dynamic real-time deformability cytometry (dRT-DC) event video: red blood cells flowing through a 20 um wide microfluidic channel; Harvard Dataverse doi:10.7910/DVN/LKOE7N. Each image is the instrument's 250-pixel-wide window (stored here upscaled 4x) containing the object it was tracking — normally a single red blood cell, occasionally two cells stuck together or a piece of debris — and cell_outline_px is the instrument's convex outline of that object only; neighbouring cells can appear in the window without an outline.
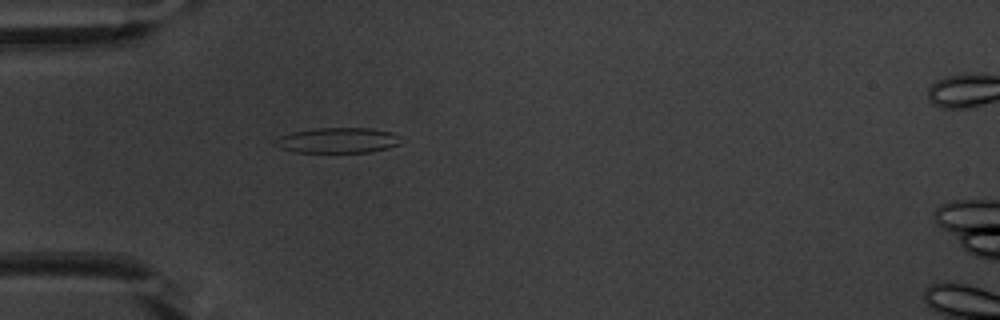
{"species": "common noctule bat (a hibernating species)", "species_latin": "Nyctalus noctula", "temperature_condition": "warm", "stored_images_in_passage": 43, "camera_frame_rate_fps": 3000, "um_per_image_px": 0.085, "animal": {"sex": "male", "body_mass_g": 20.1, "forearm_length_mm": 53.5}, "frame": {"image": 1, "passage_image": 6, "time_ms": 1.667, "image_size_px": [1000, 320], "cell_outline_px": [[408, 140], [400, 144], [388, 148], [368, 152], [296, 152], [280, 148], [272, 144], [272, 140], [280, 136], [292, 132], [320, 128], [368, 128], [392, 132]], "centroid_in_image_um": [28.75, 11.93], "position_along_channel_um": 56.3, "area_um2": 18.84}}
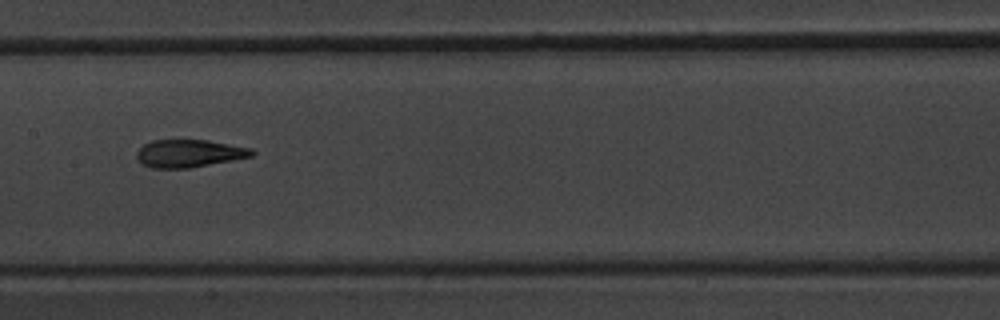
{"frame": {"image": 2, "passage_image": 17, "time_ms": 5.333, "image_size_px": [1000, 320], "cell_outline_px": [[256, 152], [252, 156], [232, 160], [188, 168], [152, 168], [144, 164], [136, 156], [136, 152], [144, 144], [152, 140], [208, 140], [252, 148]], "centroid_in_image_um": [16.09, 13.03], "position_along_channel_um": 191.3, "area_um2": 18.44}}
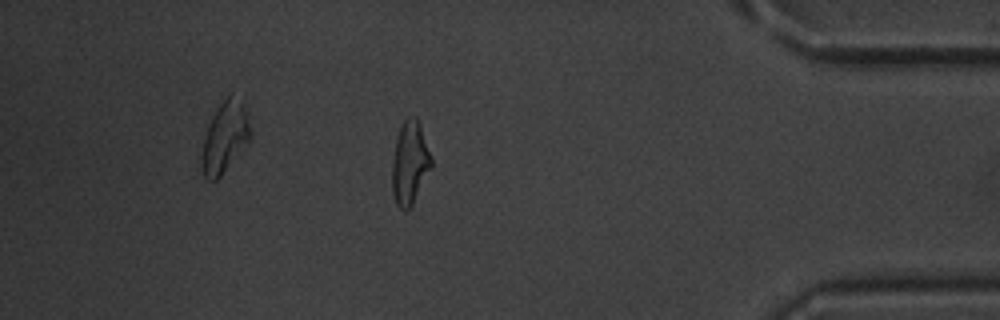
{"frame": {"image": 3, "passage_image": 36, "time_ms": 11.667, "image_size_px": [1000, 320], "cell_outline_px": [[432, 168], [412, 204], [404, 212], [396, 204], [392, 192], [392, 160], [396, 140], [400, 128], [404, 120], [408, 116], [416, 116], [420, 124], [432, 160]], "centroid_in_image_um": [34.83, 13.86], "position_along_channel_um": 400.4, "area_um2": 18.96}, "authors_computed_cell_mechanics": {"area_um2": 18.8428, "velocity_mm_per_s": 3.8417, "shape_relaxation_time_tau1_ms": 4.3856, "shape_relaxation_time_tau2_ms": 1.777, "deformation_change_tau1": 0.1942, "deformation_change_tau2": 0.0849}}